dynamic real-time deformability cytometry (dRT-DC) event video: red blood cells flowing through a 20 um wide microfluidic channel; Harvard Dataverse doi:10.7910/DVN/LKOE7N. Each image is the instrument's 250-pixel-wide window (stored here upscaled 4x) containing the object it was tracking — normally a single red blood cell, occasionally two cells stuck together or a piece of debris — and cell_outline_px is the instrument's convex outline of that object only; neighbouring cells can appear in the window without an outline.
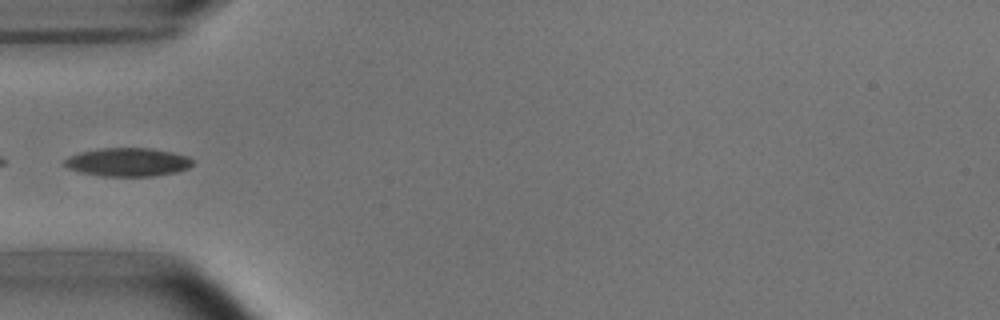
{"species": "common noctule bat (a hibernating species)", "species_latin": "Nyctalus noctula", "temperature_condition": "room temperature", "stored_images_in_passage": 6, "camera_frame_rate_fps": 3000, "um_per_image_px": 0.085, "animal": {"sex": "male", "body_mass_g": 15.6}, "frame": {"image": 1, "passage_image": 6, "time_ms": 5.667, "image_size_px": [1000, 320], "cell_outline_px": [[192, 164], [188, 168], [176, 172], [156, 176], [100, 176], [80, 172], [68, 168], [64, 164], [64, 160], [68, 156], [80, 152], [100, 148], [152, 148], [172, 152], [188, 156], [192, 160]], "centroid_in_image_um": [10.85, 13.78], "position_along_channel_um": 74.1, "area_um2": 21.33}}